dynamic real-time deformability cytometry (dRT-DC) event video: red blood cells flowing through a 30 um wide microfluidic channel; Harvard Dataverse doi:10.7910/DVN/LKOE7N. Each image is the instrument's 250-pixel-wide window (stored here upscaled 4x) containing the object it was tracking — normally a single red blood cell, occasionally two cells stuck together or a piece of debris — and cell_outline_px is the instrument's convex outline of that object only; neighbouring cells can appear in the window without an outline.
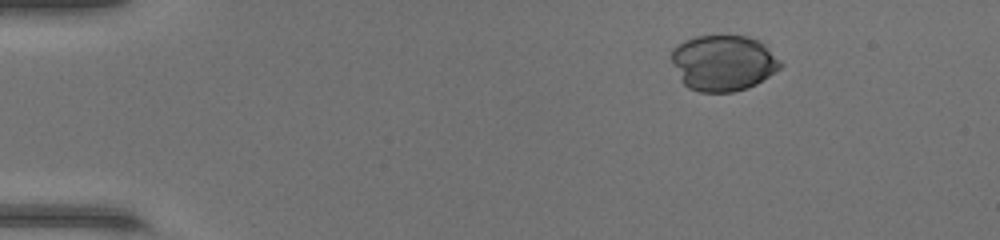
{"species": "common noctule bat (a hibernating species)", "species_latin": "Nyctalus noctula", "temperature_condition": "warm", "stored_images_in_passage": 49, "camera_frame_rate_fps": 3000, "um_per_image_px": 0.085, "animal": {"sex": "female", "body_mass_g": 17.0, "forearm_length_mm": 48.0}, "frame": {"image": 1, "passage_image": 8, "time_ms": 2.333, "image_size_px": [1000, 240], "cell_outline_px": [[784, 64], [780, 68], [756, 84], [748, 88], [732, 92], [700, 92], [688, 88], [680, 80], [672, 64], [672, 48], [676, 44], [684, 40], [696, 36], [748, 36], [764, 44]], "centroid_in_image_um": [61.45, 5.35], "position_along_channel_um": 23.6, "area_um2": 35.55}}